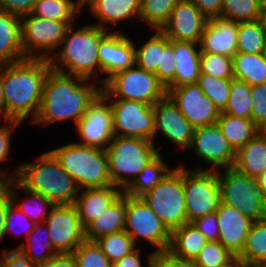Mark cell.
<instances>
[{"label":"cell","instance_id":"03108f58","mask_svg":"<svg viewBox=\"0 0 266 267\" xmlns=\"http://www.w3.org/2000/svg\"><path fill=\"white\" fill-rule=\"evenodd\" d=\"M241 267H263L261 263L241 262Z\"/></svg>","mask_w":266,"mask_h":267},{"label":"cell","instance_id":"11a10c76","mask_svg":"<svg viewBox=\"0 0 266 267\" xmlns=\"http://www.w3.org/2000/svg\"><path fill=\"white\" fill-rule=\"evenodd\" d=\"M21 124V122L9 120L5 122L4 126L0 129V163L7 160L10 154L11 135L13 131Z\"/></svg>","mask_w":266,"mask_h":267},{"label":"cell","instance_id":"5b68a950","mask_svg":"<svg viewBox=\"0 0 266 267\" xmlns=\"http://www.w3.org/2000/svg\"><path fill=\"white\" fill-rule=\"evenodd\" d=\"M80 189L113 185L106 151L75 142L49 150Z\"/></svg>","mask_w":266,"mask_h":267},{"label":"cell","instance_id":"8992f818","mask_svg":"<svg viewBox=\"0 0 266 267\" xmlns=\"http://www.w3.org/2000/svg\"><path fill=\"white\" fill-rule=\"evenodd\" d=\"M147 139L114 136L105 148L113 186L122 192L160 150Z\"/></svg>","mask_w":266,"mask_h":267},{"label":"cell","instance_id":"4316f807","mask_svg":"<svg viewBox=\"0 0 266 267\" xmlns=\"http://www.w3.org/2000/svg\"><path fill=\"white\" fill-rule=\"evenodd\" d=\"M24 59L20 17L0 10V64Z\"/></svg>","mask_w":266,"mask_h":267},{"label":"cell","instance_id":"7dc6e473","mask_svg":"<svg viewBox=\"0 0 266 267\" xmlns=\"http://www.w3.org/2000/svg\"><path fill=\"white\" fill-rule=\"evenodd\" d=\"M175 66L173 40L169 39V42L163 48L162 68H157L155 73L165 88L174 80Z\"/></svg>","mask_w":266,"mask_h":267},{"label":"cell","instance_id":"2e32d148","mask_svg":"<svg viewBox=\"0 0 266 267\" xmlns=\"http://www.w3.org/2000/svg\"><path fill=\"white\" fill-rule=\"evenodd\" d=\"M193 150L202 161L211 166L205 170L233 167L236 151L216 124L195 128L188 150Z\"/></svg>","mask_w":266,"mask_h":267},{"label":"cell","instance_id":"d590c367","mask_svg":"<svg viewBox=\"0 0 266 267\" xmlns=\"http://www.w3.org/2000/svg\"><path fill=\"white\" fill-rule=\"evenodd\" d=\"M153 31L154 34L139 48L135 45V65L155 74L157 68H162L163 48L169 38L161 30Z\"/></svg>","mask_w":266,"mask_h":267},{"label":"cell","instance_id":"277c9868","mask_svg":"<svg viewBox=\"0 0 266 267\" xmlns=\"http://www.w3.org/2000/svg\"><path fill=\"white\" fill-rule=\"evenodd\" d=\"M25 188L47 197L55 205H74L80 191L76 181L60 166L48 150L34 162H21L12 171Z\"/></svg>","mask_w":266,"mask_h":267},{"label":"cell","instance_id":"52a82bcc","mask_svg":"<svg viewBox=\"0 0 266 267\" xmlns=\"http://www.w3.org/2000/svg\"><path fill=\"white\" fill-rule=\"evenodd\" d=\"M221 203L236 208L253 222L266 219V199L256 179L234 167L217 170Z\"/></svg>","mask_w":266,"mask_h":267},{"label":"cell","instance_id":"74e56055","mask_svg":"<svg viewBox=\"0 0 266 267\" xmlns=\"http://www.w3.org/2000/svg\"><path fill=\"white\" fill-rule=\"evenodd\" d=\"M266 29L262 21L238 23L237 52L261 54L264 50V36Z\"/></svg>","mask_w":266,"mask_h":267},{"label":"cell","instance_id":"ee69618b","mask_svg":"<svg viewBox=\"0 0 266 267\" xmlns=\"http://www.w3.org/2000/svg\"><path fill=\"white\" fill-rule=\"evenodd\" d=\"M235 259L219 241H208L192 264L194 267H227Z\"/></svg>","mask_w":266,"mask_h":267},{"label":"cell","instance_id":"4fadbf2b","mask_svg":"<svg viewBox=\"0 0 266 267\" xmlns=\"http://www.w3.org/2000/svg\"><path fill=\"white\" fill-rule=\"evenodd\" d=\"M112 109L114 136L147 139L154 142L152 105L123 99H108Z\"/></svg>","mask_w":266,"mask_h":267},{"label":"cell","instance_id":"836d02e7","mask_svg":"<svg viewBox=\"0 0 266 267\" xmlns=\"http://www.w3.org/2000/svg\"><path fill=\"white\" fill-rule=\"evenodd\" d=\"M159 153L150 161L133 182L123 191L132 197H142L153 189L174 167L170 168Z\"/></svg>","mask_w":266,"mask_h":267},{"label":"cell","instance_id":"003e7915","mask_svg":"<svg viewBox=\"0 0 266 267\" xmlns=\"http://www.w3.org/2000/svg\"><path fill=\"white\" fill-rule=\"evenodd\" d=\"M263 27L266 29V6L262 8L261 19Z\"/></svg>","mask_w":266,"mask_h":267},{"label":"cell","instance_id":"ac0fdd59","mask_svg":"<svg viewBox=\"0 0 266 267\" xmlns=\"http://www.w3.org/2000/svg\"><path fill=\"white\" fill-rule=\"evenodd\" d=\"M154 139L157 133L179 148L188 149L191 145L195 128L180 112L177 105L166 95L153 105Z\"/></svg>","mask_w":266,"mask_h":267},{"label":"cell","instance_id":"b9f144b4","mask_svg":"<svg viewBox=\"0 0 266 267\" xmlns=\"http://www.w3.org/2000/svg\"><path fill=\"white\" fill-rule=\"evenodd\" d=\"M111 263L132 253L138 247L125 230L111 233L96 240Z\"/></svg>","mask_w":266,"mask_h":267},{"label":"cell","instance_id":"d6a6232c","mask_svg":"<svg viewBox=\"0 0 266 267\" xmlns=\"http://www.w3.org/2000/svg\"><path fill=\"white\" fill-rule=\"evenodd\" d=\"M233 76L248 85L266 83V57L261 54L236 52L232 57Z\"/></svg>","mask_w":266,"mask_h":267},{"label":"cell","instance_id":"cb8c5ba5","mask_svg":"<svg viewBox=\"0 0 266 267\" xmlns=\"http://www.w3.org/2000/svg\"><path fill=\"white\" fill-rule=\"evenodd\" d=\"M122 193L116 186L80 189L74 206L85 229Z\"/></svg>","mask_w":266,"mask_h":267},{"label":"cell","instance_id":"a7ac6f4b","mask_svg":"<svg viewBox=\"0 0 266 267\" xmlns=\"http://www.w3.org/2000/svg\"><path fill=\"white\" fill-rule=\"evenodd\" d=\"M227 267H241V261L239 259H235L231 264H229Z\"/></svg>","mask_w":266,"mask_h":267},{"label":"cell","instance_id":"8d00e7d4","mask_svg":"<svg viewBox=\"0 0 266 267\" xmlns=\"http://www.w3.org/2000/svg\"><path fill=\"white\" fill-rule=\"evenodd\" d=\"M241 262L261 263L266 258V219L252 223L241 253Z\"/></svg>","mask_w":266,"mask_h":267},{"label":"cell","instance_id":"3957f363","mask_svg":"<svg viewBox=\"0 0 266 267\" xmlns=\"http://www.w3.org/2000/svg\"><path fill=\"white\" fill-rule=\"evenodd\" d=\"M74 27L75 24L68 27L59 49L50 58L51 69L98 82L93 74L98 71L102 73L98 56L99 43L109 31L94 23L76 30Z\"/></svg>","mask_w":266,"mask_h":267},{"label":"cell","instance_id":"1f68e13d","mask_svg":"<svg viewBox=\"0 0 266 267\" xmlns=\"http://www.w3.org/2000/svg\"><path fill=\"white\" fill-rule=\"evenodd\" d=\"M26 238L27 243H21L17 248L38 267L45 265L54 255L59 254L53 247L45 222L35 224L33 231Z\"/></svg>","mask_w":266,"mask_h":267},{"label":"cell","instance_id":"94428289","mask_svg":"<svg viewBox=\"0 0 266 267\" xmlns=\"http://www.w3.org/2000/svg\"><path fill=\"white\" fill-rule=\"evenodd\" d=\"M257 184L262 188L265 199H266V168L265 170L256 178Z\"/></svg>","mask_w":266,"mask_h":267},{"label":"cell","instance_id":"f6af8a7d","mask_svg":"<svg viewBox=\"0 0 266 267\" xmlns=\"http://www.w3.org/2000/svg\"><path fill=\"white\" fill-rule=\"evenodd\" d=\"M72 254L77 267H113L96 241L84 240Z\"/></svg>","mask_w":266,"mask_h":267},{"label":"cell","instance_id":"6da1fadb","mask_svg":"<svg viewBox=\"0 0 266 267\" xmlns=\"http://www.w3.org/2000/svg\"><path fill=\"white\" fill-rule=\"evenodd\" d=\"M97 81L83 79L51 69L43 85L41 106L32 121L37 126L74 120V125L83 117L88 106L101 93Z\"/></svg>","mask_w":266,"mask_h":267},{"label":"cell","instance_id":"9f6ffc18","mask_svg":"<svg viewBox=\"0 0 266 267\" xmlns=\"http://www.w3.org/2000/svg\"><path fill=\"white\" fill-rule=\"evenodd\" d=\"M11 179H4L0 183V242L4 238L6 212L11 201Z\"/></svg>","mask_w":266,"mask_h":267},{"label":"cell","instance_id":"89a4df30","mask_svg":"<svg viewBox=\"0 0 266 267\" xmlns=\"http://www.w3.org/2000/svg\"><path fill=\"white\" fill-rule=\"evenodd\" d=\"M2 117H3V118H2ZM1 118L5 120L4 122H8V121H9V119H8L7 116L5 115L4 111H0V120H1ZM3 126H4V125H2V126L0 127V129H1Z\"/></svg>","mask_w":266,"mask_h":267},{"label":"cell","instance_id":"7a4b0ae2","mask_svg":"<svg viewBox=\"0 0 266 267\" xmlns=\"http://www.w3.org/2000/svg\"><path fill=\"white\" fill-rule=\"evenodd\" d=\"M50 70L51 64L47 59L26 58L15 63L0 64L4 113L9 120L23 123L31 117V121H34Z\"/></svg>","mask_w":266,"mask_h":267},{"label":"cell","instance_id":"be15d7a7","mask_svg":"<svg viewBox=\"0 0 266 267\" xmlns=\"http://www.w3.org/2000/svg\"><path fill=\"white\" fill-rule=\"evenodd\" d=\"M9 172H5L4 170L0 169V183L4 180V179H11L12 175Z\"/></svg>","mask_w":266,"mask_h":267},{"label":"cell","instance_id":"603a6c76","mask_svg":"<svg viewBox=\"0 0 266 267\" xmlns=\"http://www.w3.org/2000/svg\"><path fill=\"white\" fill-rule=\"evenodd\" d=\"M82 6L97 18L94 25L107 31L119 21L139 19L141 12V0H82Z\"/></svg>","mask_w":266,"mask_h":267},{"label":"cell","instance_id":"db71d44e","mask_svg":"<svg viewBox=\"0 0 266 267\" xmlns=\"http://www.w3.org/2000/svg\"><path fill=\"white\" fill-rule=\"evenodd\" d=\"M38 0H0V10L22 17L29 15Z\"/></svg>","mask_w":266,"mask_h":267},{"label":"cell","instance_id":"7c38bea8","mask_svg":"<svg viewBox=\"0 0 266 267\" xmlns=\"http://www.w3.org/2000/svg\"><path fill=\"white\" fill-rule=\"evenodd\" d=\"M125 231L135 244L143 239L154 246L155 253L169 248L171 231L141 197L126 195Z\"/></svg>","mask_w":266,"mask_h":267},{"label":"cell","instance_id":"91938a15","mask_svg":"<svg viewBox=\"0 0 266 267\" xmlns=\"http://www.w3.org/2000/svg\"><path fill=\"white\" fill-rule=\"evenodd\" d=\"M141 248L138 247L132 253L122 257L113 263V267H144L141 262Z\"/></svg>","mask_w":266,"mask_h":267},{"label":"cell","instance_id":"30bf717a","mask_svg":"<svg viewBox=\"0 0 266 267\" xmlns=\"http://www.w3.org/2000/svg\"><path fill=\"white\" fill-rule=\"evenodd\" d=\"M179 165L183 167L187 222L216 212L221 202L217 170H205L198 165L190 171L185 164Z\"/></svg>","mask_w":266,"mask_h":267},{"label":"cell","instance_id":"d4e9b609","mask_svg":"<svg viewBox=\"0 0 266 267\" xmlns=\"http://www.w3.org/2000/svg\"><path fill=\"white\" fill-rule=\"evenodd\" d=\"M173 47L176 69L174 80L166 87V91L185 84H197L201 73L199 43L173 40Z\"/></svg>","mask_w":266,"mask_h":267},{"label":"cell","instance_id":"83f0119b","mask_svg":"<svg viewBox=\"0 0 266 267\" xmlns=\"http://www.w3.org/2000/svg\"><path fill=\"white\" fill-rule=\"evenodd\" d=\"M206 237L191 222L171 231L167 252L174 258L192 262L207 243Z\"/></svg>","mask_w":266,"mask_h":267},{"label":"cell","instance_id":"f907efd6","mask_svg":"<svg viewBox=\"0 0 266 267\" xmlns=\"http://www.w3.org/2000/svg\"><path fill=\"white\" fill-rule=\"evenodd\" d=\"M206 237L207 241H218L219 229L217 213L207 214L191 222Z\"/></svg>","mask_w":266,"mask_h":267},{"label":"cell","instance_id":"f1b7e54d","mask_svg":"<svg viewBox=\"0 0 266 267\" xmlns=\"http://www.w3.org/2000/svg\"><path fill=\"white\" fill-rule=\"evenodd\" d=\"M233 167L256 179L266 168V139L258 133L237 150Z\"/></svg>","mask_w":266,"mask_h":267},{"label":"cell","instance_id":"6f0895ef","mask_svg":"<svg viewBox=\"0 0 266 267\" xmlns=\"http://www.w3.org/2000/svg\"><path fill=\"white\" fill-rule=\"evenodd\" d=\"M207 18L220 17L223 9V0H191Z\"/></svg>","mask_w":266,"mask_h":267},{"label":"cell","instance_id":"bcb514c9","mask_svg":"<svg viewBox=\"0 0 266 267\" xmlns=\"http://www.w3.org/2000/svg\"><path fill=\"white\" fill-rule=\"evenodd\" d=\"M200 69L201 73L211 75L217 78H234L232 57L230 56L201 52Z\"/></svg>","mask_w":266,"mask_h":267},{"label":"cell","instance_id":"816d5d0a","mask_svg":"<svg viewBox=\"0 0 266 267\" xmlns=\"http://www.w3.org/2000/svg\"><path fill=\"white\" fill-rule=\"evenodd\" d=\"M150 253V254H149ZM147 256L148 267H194L192 262L172 257L168 252H149Z\"/></svg>","mask_w":266,"mask_h":267},{"label":"cell","instance_id":"6125c7cd","mask_svg":"<svg viewBox=\"0 0 266 267\" xmlns=\"http://www.w3.org/2000/svg\"><path fill=\"white\" fill-rule=\"evenodd\" d=\"M0 111H4V95H3L1 74H0Z\"/></svg>","mask_w":266,"mask_h":267},{"label":"cell","instance_id":"8fae6325","mask_svg":"<svg viewBox=\"0 0 266 267\" xmlns=\"http://www.w3.org/2000/svg\"><path fill=\"white\" fill-rule=\"evenodd\" d=\"M21 43L25 58L47 59L59 49L66 31L74 21H55L34 15L20 18Z\"/></svg>","mask_w":266,"mask_h":267},{"label":"cell","instance_id":"9c48e42d","mask_svg":"<svg viewBox=\"0 0 266 267\" xmlns=\"http://www.w3.org/2000/svg\"><path fill=\"white\" fill-rule=\"evenodd\" d=\"M101 93L107 99L134 100L152 106L167 95L154 73L136 65L112 75L102 85Z\"/></svg>","mask_w":266,"mask_h":267},{"label":"cell","instance_id":"681fc988","mask_svg":"<svg viewBox=\"0 0 266 267\" xmlns=\"http://www.w3.org/2000/svg\"><path fill=\"white\" fill-rule=\"evenodd\" d=\"M23 220V223H26L25 225H24V230H22V231H24V234L28 237L29 236V234L33 231V229H34V227H35V223L34 222H32L30 219H29V217L25 214V213H23L22 211H20L19 209H18V207L13 203V202H11L10 204H9V206H8V208H7V212H6V218H5V232H4V237L9 233V232H11V233H14V232H16V222L18 221V220ZM17 220V221H16ZM16 221V222H15ZM19 222H21V221H19ZM21 225V224H20ZM23 225V224H22ZM21 225V226H22ZM20 226V227H21ZM22 228V227H21ZM22 228V229H23ZM17 230H18V228H17ZM16 233H18V232H16ZM19 233H21V232H19Z\"/></svg>","mask_w":266,"mask_h":267},{"label":"cell","instance_id":"9a60e30c","mask_svg":"<svg viewBox=\"0 0 266 267\" xmlns=\"http://www.w3.org/2000/svg\"><path fill=\"white\" fill-rule=\"evenodd\" d=\"M44 222L59 254L73 253L85 240V229L74 205H55Z\"/></svg>","mask_w":266,"mask_h":267},{"label":"cell","instance_id":"60d3db41","mask_svg":"<svg viewBox=\"0 0 266 267\" xmlns=\"http://www.w3.org/2000/svg\"><path fill=\"white\" fill-rule=\"evenodd\" d=\"M197 84L220 113L224 112L229 100L231 79H221L200 73Z\"/></svg>","mask_w":266,"mask_h":267},{"label":"cell","instance_id":"5bb4252c","mask_svg":"<svg viewBox=\"0 0 266 267\" xmlns=\"http://www.w3.org/2000/svg\"><path fill=\"white\" fill-rule=\"evenodd\" d=\"M81 145L104 149L114 137L112 109L109 100L100 93L88 106L75 126Z\"/></svg>","mask_w":266,"mask_h":267},{"label":"cell","instance_id":"8c879c8a","mask_svg":"<svg viewBox=\"0 0 266 267\" xmlns=\"http://www.w3.org/2000/svg\"><path fill=\"white\" fill-rule=\"evenodd\" d=\"M259 3L262 8L266 6V0H259Z\"/></svg>","mask_w":266,"mask_h":267},{"label":"cell","instance_id":"484cf974","mask_svg":"<svg viewBox=\"0 0 266 267\" xmlns=\"http://www.w3.org/2000/svg\"><path fill=\"white\" fill-rule=\"evenodd\" d=\"M126 194L123 192L85 228V240L97 239L125 230Z\"/></svg>","mask_w":266,"mask_h":267},{"label":"cell","instance_id":"753ad0ef","mask_svg":"<svg viewBox=\"0 0 266 267\" xmlns=\"http://www.w3.org/2000/svg\"><path fill=\"white\" fill-rule=\"evenodd\" d=\"M261 265H262L263 267H266V258L261 262Z\"/></svg>","mask_w":266,"mask_h":267},{"label":"cell","instance_id":"44dd1931","mask_svg":"<svg viewBox=\"0 0 266 267\" xmlns=\"http://www.w3.org/2000/svg\"><path fill=\"white\" fill-rule=\"evenodd\" d=\"M218 218V241L235 257L244 246L245 240L253 223L236 208L219 203L216 211Z\"/></svg>","mask_w":266,"mask_h":267},{"label":"cell","instance_id":"ab89813d","mask_svg":"<svg viewBox=\"0 0 266 267\" xmlns=\"http://www.w3.org/2000/svg\"><path fill=\"white\" fill-rule=\"evenodd\" d=\"M182 0H141L140 20L153 30H161L174 7Z\"/></svg>","mask_w":266,"mask_h":267},{"label":"cell","instance_id":"e575fe53","mask_svg":"<svg viewBox=\"0 0 266 267\" xmlns=\"http://www.w3.org/2000/svg\"><path fill=\"white\" fill-rule=\"evenodd\" d=\"M83 10L82 0H38L30 14L55 21H75Z\"/></svg>","mask_w":266,"mask_h":267},{"label":"cell","instance_id":"ffe728a7","mask_svg":"<svg viewBox=\"0 0 266 267\" xmlns=\"http://www.w3.org/2000/svg\"><path fill=\"white\" fill-rule=\"evenodd\" d=\"M208 19L191 0L179 2L161 31L175 41L200 43Z\"/></svg>","mask_w":266,"mask_h":267},{"label":"cell","instance_id":"4dcf8cb0","mask_svg":"<svg viewBox=\"0 0 266 267\" xmlns=\"http://www.w3.org/2000/svg\"><path fill=\"white\" fill-rule=\"evenodd\" d=\"M217 125L235 151L245 146L259 133L258 126L252 119L235 117L223 112L217 119Z\"/></svg>","mask_w":266,"mask_h":267},{"label":"cell","instance_id":"f5cc1de1","mask_svg":"<svg viewBox=\"0 0 266 267\" xmlns=\"http://www.w3.org/2000/svg\"><path fill=\"white\" fill-rule=\"evenodd\" d=\"M0 267H38L18 248L5 249L0 256Z\"/></svg>","mask_w":266,"mask_h":267},{"label":"cell","instance_id":"ba28073f","mask_svg":"<svg viewBox=\"0 0 266 267\" xmlns=\"http://www.w3.org/2000/svg\"><path fill=\"white\" fill-rule=\"evenodd\" d=\"M141 198L170 231L187 223L182 166H175Z\"/></svg>","mask_w":266,"mask_h":267},{"label":"cell","instance_id":"c3c4849f","mask_svg":"<svg viewBox=\"0 0 266 267\" xmlns=\"http://www.w3.org/2000/svg\"><path fill=\"white\" fill-rule=\"evenodd\" d=\"M253 100L251 119L259 127L266 121V83L251 86Z\"/></svg>","mask_w":266,"mask_h":267},{"label":"cell","instance_id":"e7e4bbea","mask_svg":"<svg viewBox=\"0 0 266 267\" xmlns=\"http://www.w3.org/2000/svg\"><path fill=\"white\" fill-rule=\"evenodd\" d=\"M259 134L266 139V121L262 123L259 127Z\"/></svg>","mask_w":266,"mask_h":267},{"label":"cell","instance_id":"680465c9","mask_svg":"<svg viewBox=\"0 0 266 267\" xmlns=\"http://www.w3.org/2000/svg\"><path fill=\"white\" fill-rule=\"evenodd\" d=\"M41 267H77V265L72 253H61L54 255L45 265H42Z\"/></svg>","mask_w":266,"mask_h":267},{"label":"cell","instance_id":"d6986e66","mask_svg":"<svg viewBox=\"0 0 266 267\" xmlns=\"http://www.w3.org/2000/svg\"><path fill=\"white\" fill-rule=\"evenodd\" d=\"M124 33H108L99 43L98 56L102 74L98 79L103 85L112 75L135 65V44Z\"/></svg>","mask_w":266,"mask_h":267},{"label":"cell","instance_id":"f35d334b","mask_svg":"<svg viewBox=\"0 0 266 267\" xmlns=\"http://www.w3.org/2000/svg\"><path fill=\"white\" fill-rule=\"evenodd\" d=\"M252 106L251 86L245 81L232 78L228 104L223 113L251 119Z\"/></svg>","mask_w":266,"mask_h":267},{"label":"cell","instance_id":"f546056e","mask_svg":"<svg viewBox=\"0 0 266 267\" xmlns=\"http://www.w3.org/2000/svg\"><path fill=\"white\" fill-rule=\"evenodd\" d=\"M21 189L26 192L29 198L18 202L17 190ZM11 201L18 207L20 211L25 213L29 219L35 224L43 223L50 211L54 208L55 204L47 197L38 192L30 191L25 188L15 177L11 178ZM31 202V203H30Z\"/></svg>","mask_w":266,"mask_h":267},{"label":"cell","instance_id":"7402d4cb","mask_svg":"<svg viewBox=\"0 0 266 267\" xmlns=\"http://www.w3.org/2000/svg\"><path fill=\"white\" fill-rule=\"evenodd\" d=\"M238 22L214 17L208 19L201 40L200 50L233 57L237 52Z\"/></svg>","mask_w":266,"mask_h":267},{"label":"cell","instance_id":"7bdbcfd3","mask_svg":"<svg viewBox=\"0 0 266 267\" xmlns=\"http://www.w3.org/2000/svg\"><path fill=\"white\" fill-rule=\"evenodd\" d=\"M259 0H223L221 16L235 22H251L261 19Z\"/></svg>","mask_w":266,"mask_h":267},{"label":"cell","instance_id":"e0dca14e","mask_svg":"<svg viewBox=\"0 0 266 267\" xmlns=\"http://www.w3.org/2000/svg\"><path fill=\"white\" fill-rule=\"evenodd\" d=\"M167 95L194 128L217 123L220 111L203 94L198 84H185L170 88Z\"/></svg>","mask_w":266,"mask_h":267},{"label":"cell","instance_id":"2644e50d","mask_svg":"<svg viewBox=\"0 0 266 267\" xmlns=\"http://www.w3.org/2000/svg\"><path fill=\"white\" fill-rule=\"evenodd\" d=\"M263 55L266 57V32L264 36V50H263Z\"/></svg>","mask_w":266,"mask_h":267}]
</instances>
